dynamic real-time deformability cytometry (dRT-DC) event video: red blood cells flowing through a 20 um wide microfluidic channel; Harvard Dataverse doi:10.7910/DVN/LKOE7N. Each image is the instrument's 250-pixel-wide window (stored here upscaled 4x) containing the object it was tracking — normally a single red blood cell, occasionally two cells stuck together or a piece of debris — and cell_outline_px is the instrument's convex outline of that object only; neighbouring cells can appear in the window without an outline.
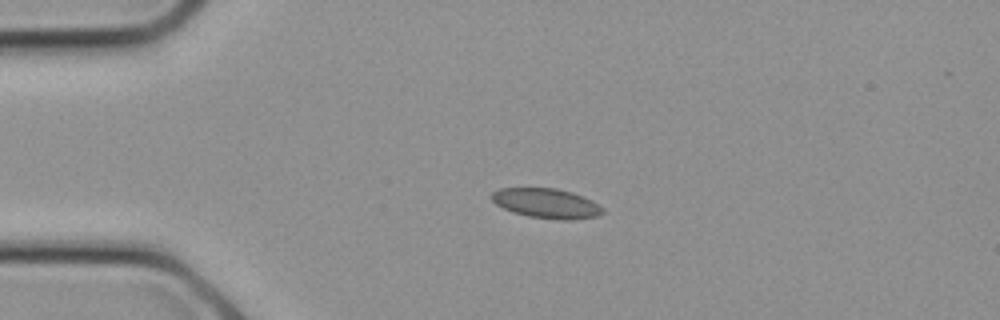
{"species": "common noctule bat (a hibernating species)", "species_latin": "Nyctalus noctula", "temperature_condition": "cold", "stored_images_in_passage": 9, "camera_frame_rate_fps": 3000, "um_per_image_px": 0.085, "animal": {"sex": "female", "body_mass_g": 21.9}, "frame": {"image": 1, "passage_image": 4, "time_ms": 1.0, "image_size_px": [1000, 320], "cell_outline_px": [[604, 212], [596, 216], [572, 220], [560, 220], [528, 216], [512, 212], [496, 204], [492, 200], [492, 192], [500, 188], [556, 188], [572, 192], [584, 196], [604, 208]], "centroid_in_image_um": [46.46, 17.28], "position_along_channel_um": 38.5, "area_um2": 19.25}}
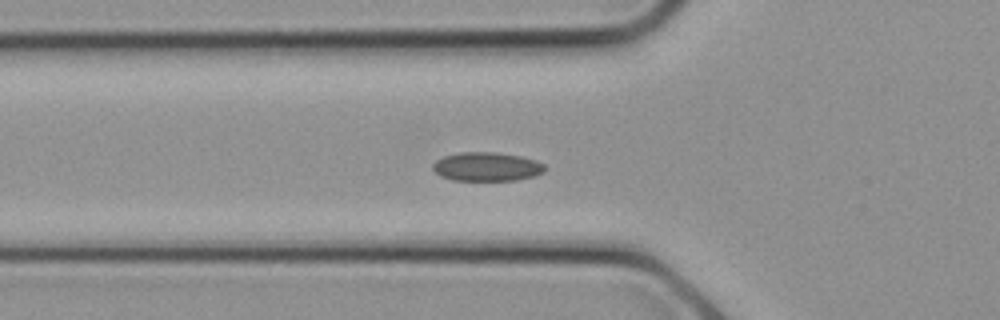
{"frame": {"image": 2, "passage_image": 7, "time_ms": 2.0, "image_size_px": [1000, 320], "cell_outline_px": [[544, 172], [536, 176], [516, 180], [452, 180], [440, 176], [432, 168], [432, 164], [436, 160], [444, 156], [460, 152], [496, 152], [520, 156], [536, 160], [544, 164]], "centroid_in_image_um": [41.37, 14.17], "position_along_channel_um": 84.4, "area_um2": 18.9}}
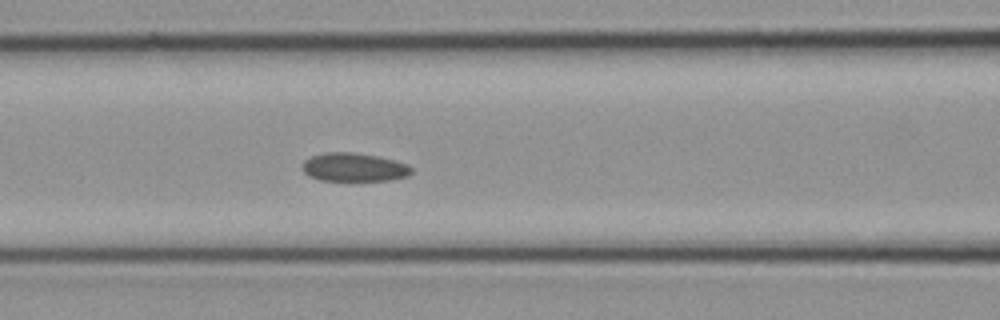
{"frame": {"image": 3, "passage_image": 9, "time_ms": 2.667, "image_size_px": [1000, 320], "cell_outline_px": [[412, 172], [408, 176], [388, 180], [320, 180], [308, 176], [304, 172], [300, 164], [304, 160], [312, 156], [324, 152], [352, 152], [376, 156], [408, 164], [412, 168]], "centroid_in_image_um": [30.05, 14.21], "position_along_channel_um": 136.6, "area_um2": 18.09}}